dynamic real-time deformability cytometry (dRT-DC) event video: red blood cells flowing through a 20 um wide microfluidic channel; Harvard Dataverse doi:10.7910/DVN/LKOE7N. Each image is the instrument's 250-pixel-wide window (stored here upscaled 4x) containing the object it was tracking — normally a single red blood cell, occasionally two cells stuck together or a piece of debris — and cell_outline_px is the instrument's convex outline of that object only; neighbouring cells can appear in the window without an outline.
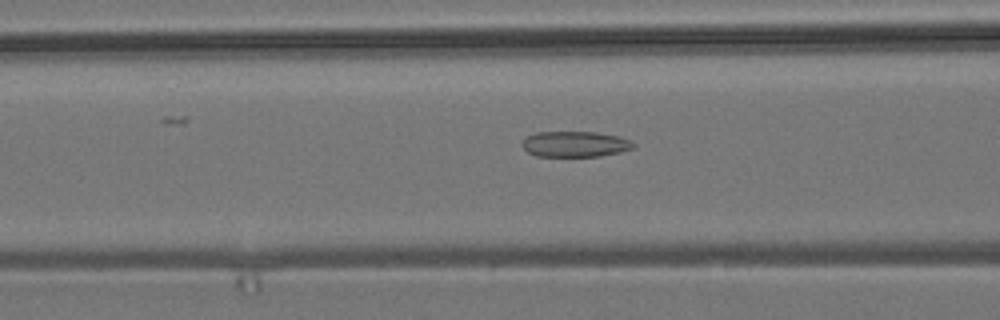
{"species": "common noctule bat (a hibernating species)", "species_latin": "Nyctalus noctula", "temperature_condition": "room temperature", "stored_images_in_passage": 34, "camera_frame_rate_fps": 3000, "um_per_image_px": 0.085, "animal": {"sex": "male", "body_mass_g": 19.2, "forearm_length_mm": 51.8}, "frame": {"image": 1, "passage_image": 5, "time_ms": 1.333, "image_size_px": [1000, 320], "cell_outline_px": [[636, 144], [632, 148], [620, 152], [600, 156], [536, 156], [528, 152], [520, 144], [528, 136], [536, 132], [596, 132], [620, 136]], "centroid_in_image_um": [48.88, 12.25], "position_along_channel_um": 117.7, "area_um2": 16.59}}
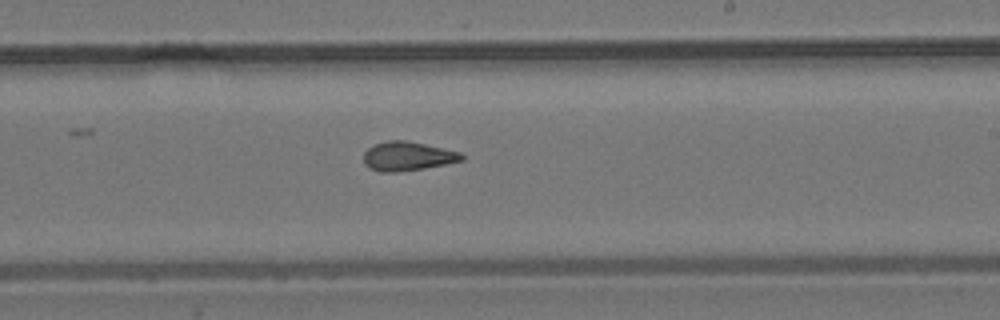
{"frame": {"image": 2, "passage_image": 16, "time_ms": 5.0, "image_size_px": [1000, 320], "cell_outline_px": [[464, 160], [424, 168], [396, 172], [380, 172], [368, 168], [364, 164], [364, 152], [372, 144], [388, 140], [404, 140], [424, 144], [460, 152], [464, 156]], "centroid_in_image_um": [34.59, 13.28], "position_along_channel_um": 254.4, "area_um2": 16.59}}
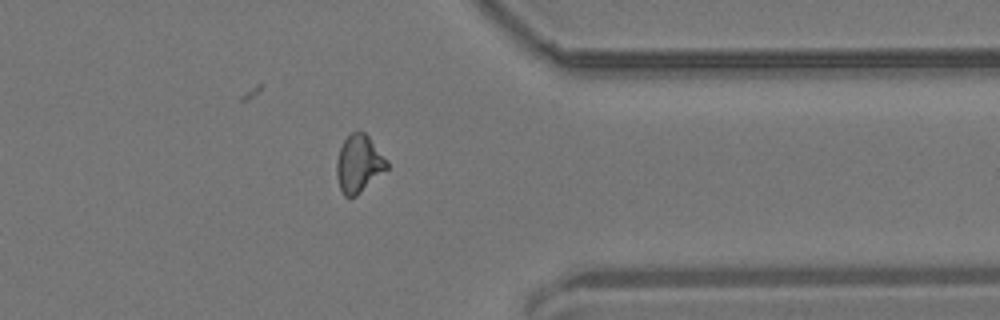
{"frame": {"image": 3, "passage_image": 27, "time_ms": 8.667, "image_size_px": [1000, 320], "cell_outline_px": [[388, 168], [356, 196], [344, 196], [340, 188], [336, 176], [336, 160], [340, 148], [344, 140], [352, 132], [364, 132], [368, 136], [388, 160]], "centroid_in_image_um": [30.49, 13.92], "position_along_channel_um": 380.9, "area_um2": 16.7}}